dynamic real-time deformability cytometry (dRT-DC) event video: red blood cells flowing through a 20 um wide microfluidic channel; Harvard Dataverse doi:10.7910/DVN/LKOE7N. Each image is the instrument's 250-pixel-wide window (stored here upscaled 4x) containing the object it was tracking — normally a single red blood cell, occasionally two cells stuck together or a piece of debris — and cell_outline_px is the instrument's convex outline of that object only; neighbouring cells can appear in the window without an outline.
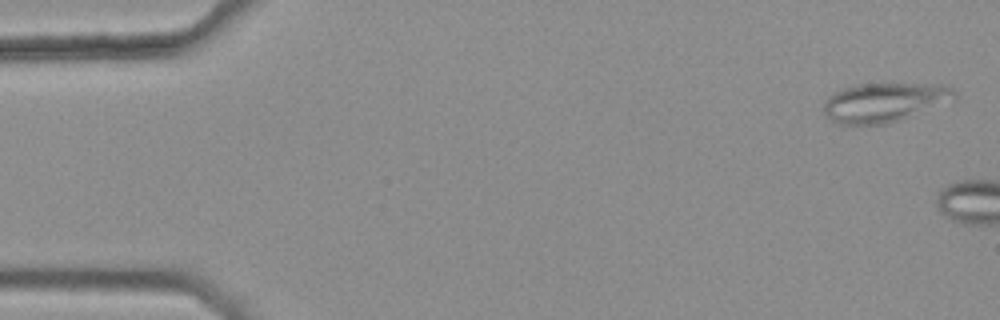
{"species": "common noctule bat (a hibernating species)", "species_latin": "Nyctalus noctula", "temperature_condition": "warm", "stored_images_in_passage": 2, "camera_frame_rate_fps": 3000, "um_per_image_px": 0.085, "animal": {"sex": "female", "body_mass_g": 25.1}, "frame": {"image": 1, "passage_image": 1, "time_ms": 0.0, "image_size_px": [1000, 320], "cell_outline_px": [[956, 100], [900, 120], [884, 124], [840, 124], [832, 120], [824, 112], [824, 104], [828, 96], [832, 92], [856, 84], [888, 80], [944, 84], [952, 88], [956, 92]], "centroid_in_image_um": [75.25, 8.62], "position_along_channel_um": 9.8, "area_um2": 31.21}}